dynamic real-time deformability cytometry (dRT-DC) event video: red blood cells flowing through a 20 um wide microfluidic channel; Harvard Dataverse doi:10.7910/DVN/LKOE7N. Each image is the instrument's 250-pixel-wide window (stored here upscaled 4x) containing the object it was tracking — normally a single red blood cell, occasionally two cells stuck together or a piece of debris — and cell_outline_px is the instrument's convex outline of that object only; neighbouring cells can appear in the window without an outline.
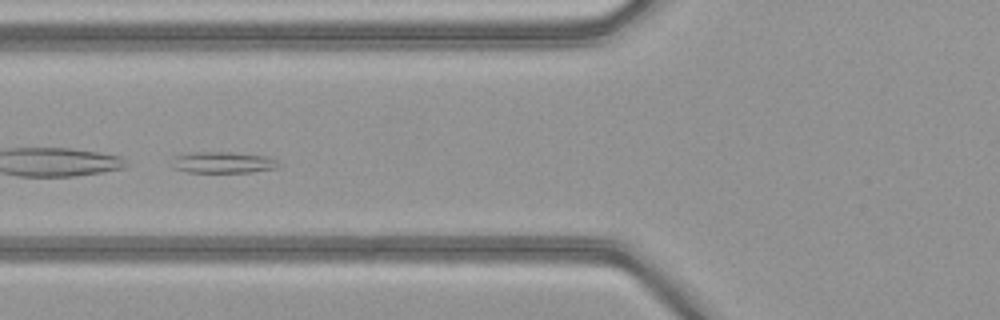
{"species": "common noctule bat (a hibernating species)", "species_latin": "Nyctalus noctula", "temperature_condition": "warm", "stored_images_in_passage": 49, "camera_frame_rate_fps": 3000, "um_per_image_px": 0.085, "animal": {"sex": "female", "body_mass_g": 21.9}, "frame": {"image": 1, "passage_image": 20, "time_ms": 6.333, "image_size_px": [1000, 320], "cell_outline_px": [[280, 164], [276, 168], [252, 172], [188, 172], [172, 168], [172, 156], [188, 152], [232, 152], [268, 156], [276, 160]], "centroid_in_image_um": [18.91, 13.8], "position_along_channel_um": 106.9, "area_um2": 13.47}}
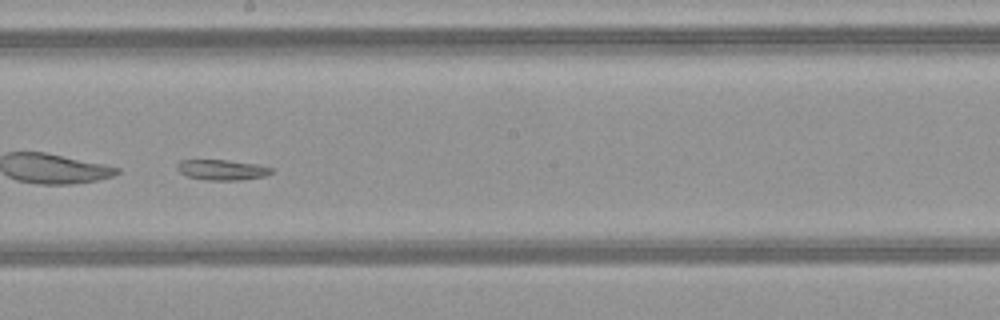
{"frame": {"image": 2, "passage_image": 29, "time_ms": 9.333, "image_size_px": [1000, 320], "cell_outline_px": [[272, 172], [264, 176], [240, 180], [208, 180], [188, 176], [180, 172], [176, 168], [176, 164], [180, 160], [228, 160], [260, 164], [272, 168]], "centroid_in_image_um": [18.87, 14.42], "position_along_channel_um": 229.3, "area_um2": 11.21}}
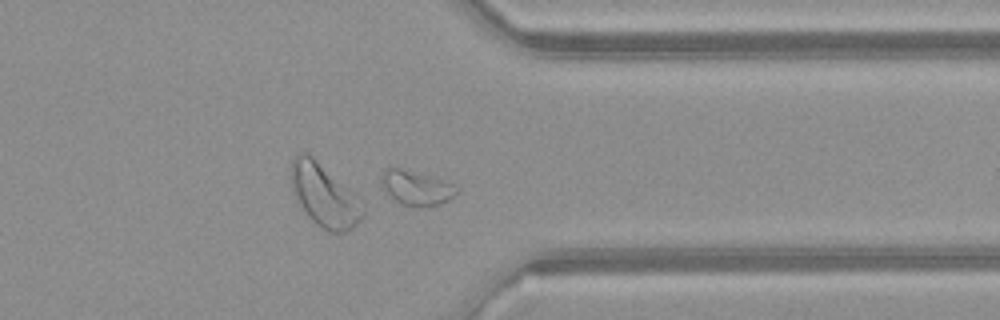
{"frame": {"image": 3, "passage_image": 40, "time_ms": 13.0, "image_size_px": [1000, 320], "cell_outline_px": [[460, 188], [448, 200], [440, 204], [428, 208], [416, 208], [404, 204], [396, 200], [380, 184], [380, 176], [384, 168], [400, 168], [440, 180], [452, 184]], "centroid_in_image_um": [35.36, 15.99], "position_along_channel_um": 376.0, "area_um2": 14.91}}